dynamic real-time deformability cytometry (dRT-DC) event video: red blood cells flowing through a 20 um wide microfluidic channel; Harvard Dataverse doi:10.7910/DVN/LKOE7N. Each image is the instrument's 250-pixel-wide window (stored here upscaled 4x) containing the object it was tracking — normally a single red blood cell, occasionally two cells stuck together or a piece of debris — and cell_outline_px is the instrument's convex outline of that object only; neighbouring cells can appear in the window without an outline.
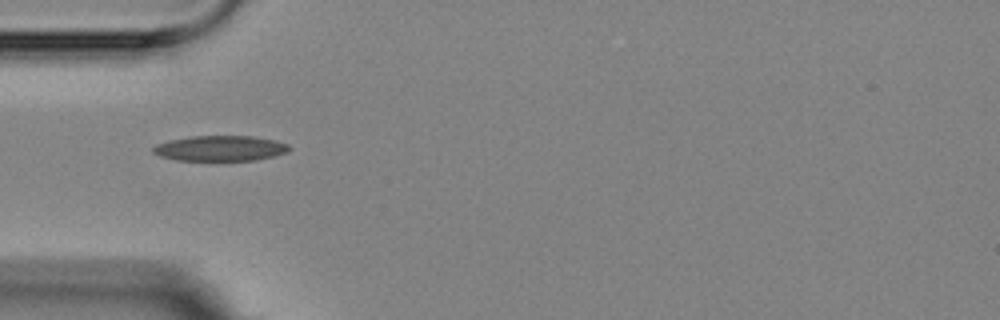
{"species": "Egyptian fruit bat (a non-hibernating species)", "species_latin": "Rousettus aegyptiacus", "temperature_condition": "room temperature", "stored_images_in_passage": 4, "camera_frame_rate_fps": 3000, "um_per_image_px": 0.085, "animal": {"sex": "female"}, "frame": {"image": 1, "passage_image": 1, "time_ms": 0.0, "image_size_px": [1000, 320], "cell_outline_px": [[292, 148], [288, 152], [256, 160], [176, 160], [160, 156], [152, 152], [152, 148], [156, 144], [168, 140], [192, 136], [252, 136], [276, 140], [288, 144]], "centroid_in_image_um": [18.72, 12.6], "position_along_channel_um": 66.3, "area_um2": 20.17}}
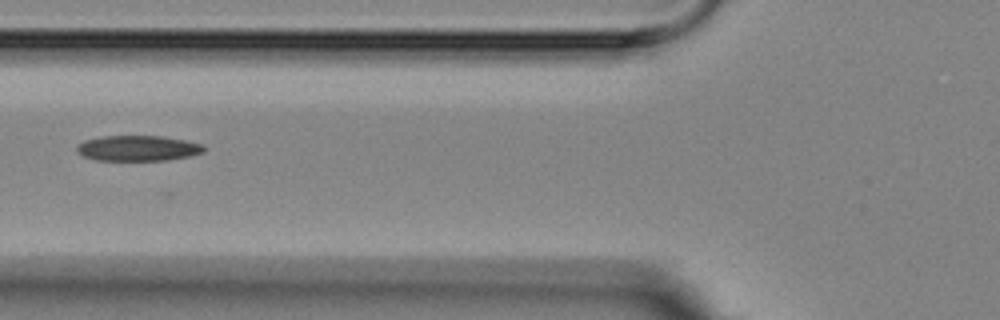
{"frame": {"image": 2, "passage_image": 2, "time_ms": 1.333, "image_size_px": [1000, 320], "cell_outline_px": [[204, 152], [188, 156], [168, 160], [96, 160], [84, 156], [76, 152], [76, 144], [84, 140], [100, 136], [160, 136], [184, 140], [204, 144]], "centroid_in_image_um": [11.68, 12.59], "position_along_channel_um": 114.1, "area_um2": 18.9}}
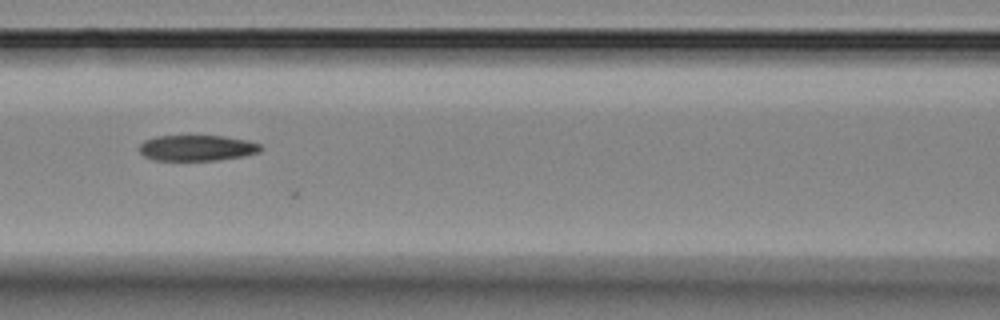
{"frame": {"image": 3, "passage_image": 3, "time_ms": 2.333, "image_size_px": [1000, 320], "cell_outline_px": [[260, 152], [244, 156], [216, 160], [152, 160], [144, 156], [140, 152], [140, 144], [144, 140], [156, 136], [224, 136], [244, 140], [260, 144]], "centroid_in_image_um": [16.7, 12.58], "position_along_channel_um": 149.9, "area_um2": 18.09}}